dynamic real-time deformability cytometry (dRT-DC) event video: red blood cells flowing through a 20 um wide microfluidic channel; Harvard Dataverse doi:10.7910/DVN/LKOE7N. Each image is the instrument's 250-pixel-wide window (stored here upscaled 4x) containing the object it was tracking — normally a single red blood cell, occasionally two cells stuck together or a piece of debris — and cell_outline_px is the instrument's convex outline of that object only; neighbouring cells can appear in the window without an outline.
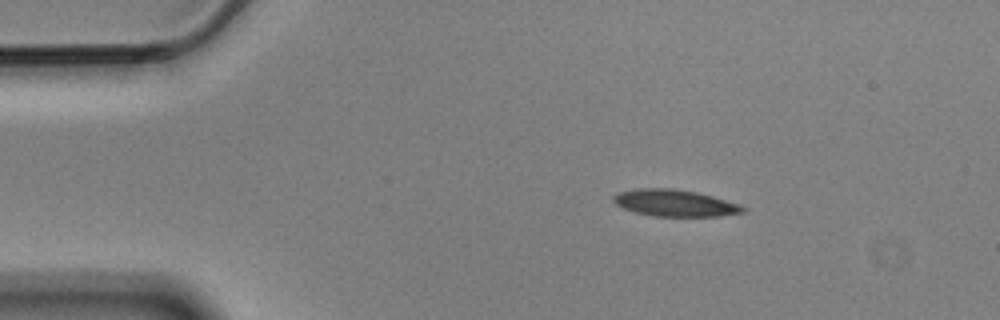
{"species": "Egyptian fruit bat (a non-hibernating species)", "species_latin": "Rousettus aegyptiacus", "temperature_condition": "cold", "stored_images_in_passage": 3, "camera_frame_rate_fps": 3000, "um_per_image_px": 0.085, "animal": {"sex": "male"}, "frame": {"image": 1, "passage_image": 2, "time_ms": 0.333, "image_size_px": [1000, 320], "cell_outline_px": [[748, 208], [744, 212], [720, 216], [652, 216], [636, 212], [624, 208], [616, 204], [612, 200], [612, 196], [620, 192], [640, 188], [672, 188], [696, 192], [712, 196], [740, 204]], "centroid_in_image_um": [57.38, 17.26], "position_along_channel_um": 27.6, "area_um2": 20.11}}